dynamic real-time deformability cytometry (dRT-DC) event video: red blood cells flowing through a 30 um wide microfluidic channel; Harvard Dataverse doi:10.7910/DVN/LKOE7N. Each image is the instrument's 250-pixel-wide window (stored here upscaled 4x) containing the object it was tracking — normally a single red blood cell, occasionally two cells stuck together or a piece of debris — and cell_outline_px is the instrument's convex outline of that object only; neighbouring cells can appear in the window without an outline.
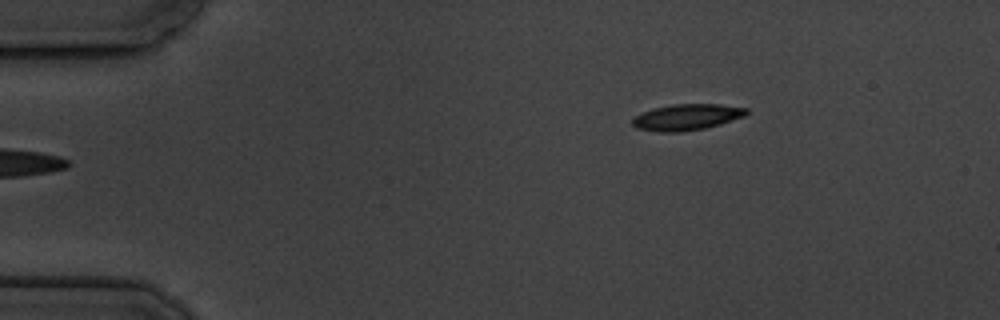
{"species": "common noctule bat (a hibernating species)", "species_latin": "Nyctalus noctula", "temperature_condition": "cold", "stored_images_in_passage": 6, "camera_frame_rate_fps": 3000, "um_per_image_px": 0.085, "animal": {"sex": "male", "body_mass_g": 19.5, "forearm_length_mm": 54.6}, "frame": {"image": 1, "passage_image": 6, "time_ms": 6.0, "image_size_px": [1000, 320], "cell_outline_px": [[748, 112], [744, 116], [720, 124], [704, 128], [680, 132], [660, 132], [636, 128], [632, 124], [632, 120], [636, 116], [644, 112], [656, 108], [672, 104], [720, 104], [748, 108]], "centroid_in_image_um": [58.39, 9.95], "position_along_channel_um": 26.6, "area_um2": 17.17}}